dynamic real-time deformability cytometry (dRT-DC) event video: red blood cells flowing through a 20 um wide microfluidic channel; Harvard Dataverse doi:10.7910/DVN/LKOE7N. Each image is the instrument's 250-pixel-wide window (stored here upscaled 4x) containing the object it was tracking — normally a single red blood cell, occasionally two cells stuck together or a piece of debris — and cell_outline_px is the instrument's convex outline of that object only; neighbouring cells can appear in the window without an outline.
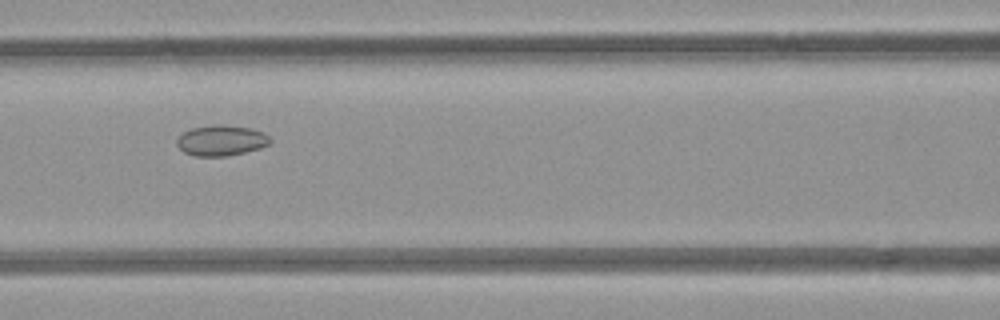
{"species": "common noctule bat (a hibernating species)", "species_latin": "Nyctalus noctula", "temperature_condition": "room temperature", "stored_images_in_passage": 8, "camera_frame_rate_fps": 3000, "um_per_image_px": 0.085, "animal": {"sex": "female", "body_mass_g": 21.9}, "frame": {"image": 1, "passage_image": 5, "time_ms": 5.333, "image_size_px": [1000, 320], "cell_outline_px": [[272, 140], [268, 144], [260, 148], [228, 156], [196, 156], [184, 152], [176, 144], [176, 140], [184, 132], [192, 128], [220, 124], [252, 128], [264, 132]], "centroid_in_image_um": [18.82, 11.94], "position_along_channel_um": 147.8, "area_um2": 16.53}}
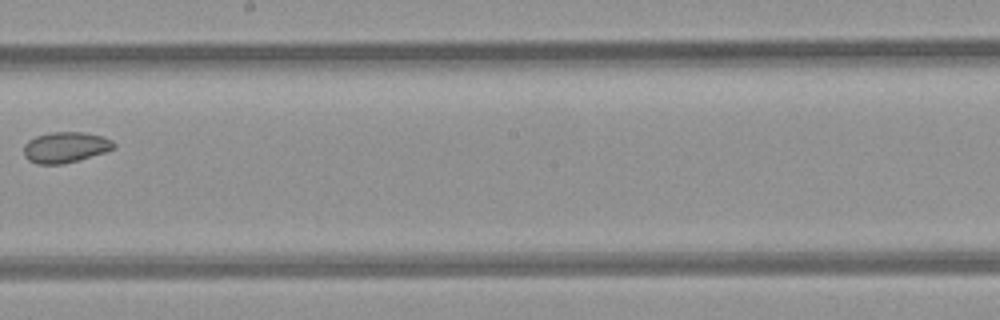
{"frame": {"image": 2, "passage_image": 7, "time_ms": 7.667, "image_size_px": [1000, 320], "cell_outline_px": [[116, 148], [80, 160], [60, 164], [36, 164], [28, 160], [24, 156], [24, 144], [28, 140], [36, 136], [52, 132], [84, 132], [100, 136], [112, 140], [116, 144]], "centroid_in_image_um": [5.55, 12.52], "position_along_channel_um": 242.6, "area_um2": 16.18}}
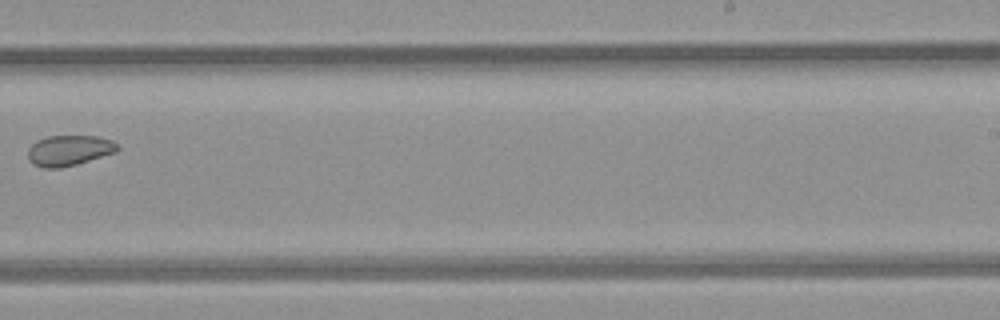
{"frame": {"image": 3, "passage_image": 8, "time_ms": 8.667, "image_size_px": [1000, 320], "cell_outline_px": [[120, 148], [116, 152], [76, 164], [60, 168], [44, 168], [32, 164], [28, 160], [28, 148], [36, 140], [48, 136], [96, 136], [112, 140]], "centroid_in_image_um": [5.84, 12.79], "position_along_channel_um": 283.2, "area_um2": 15.95}}